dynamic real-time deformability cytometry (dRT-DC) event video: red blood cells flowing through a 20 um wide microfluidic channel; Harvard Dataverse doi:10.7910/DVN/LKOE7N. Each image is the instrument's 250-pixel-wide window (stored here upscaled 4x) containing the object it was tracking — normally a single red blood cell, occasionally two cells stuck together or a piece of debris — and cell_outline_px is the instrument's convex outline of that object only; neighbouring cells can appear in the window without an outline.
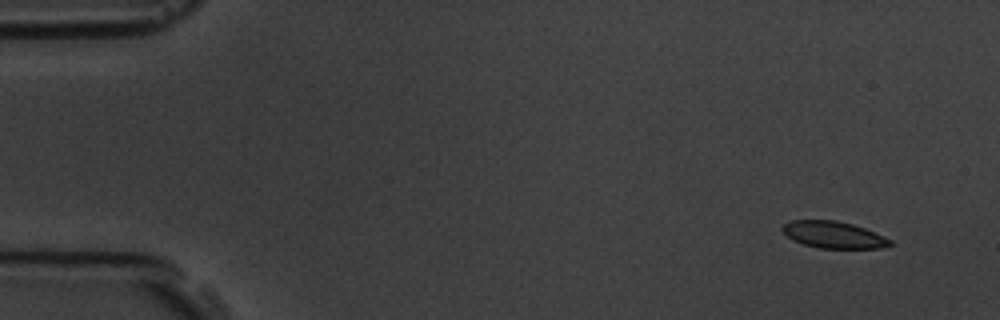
{"species": "common noctule bat (a hibernating species)", "species_latin": "Nyctalus noctula", "temperature_condition": "room temperature", "stored_images_in_passage": 6, "camera_frame_rate_fps": 3000, "um_per_image_px": 0.085, "animal": {"sex": "male", "body_mass_g": 19.5, "forearm_length_mm": 54.6}, "frame": {"image": 1, "passage_image": 1, "time_ms": 0.0, "image_size_px": [1000, 320], "cell_outline_px": [[892, 244], [880, 248], [820, 248], [804, 244], [792, 240], [780, 228], [784, 224], [792, 220], [836, 220], [852, 224], [864, 228], [884, 236], [892, 240]], "centroid_in_image_um": [70.85, 19.95], "position_along_channel_um": 14.2, "area_um2": 16.7}}
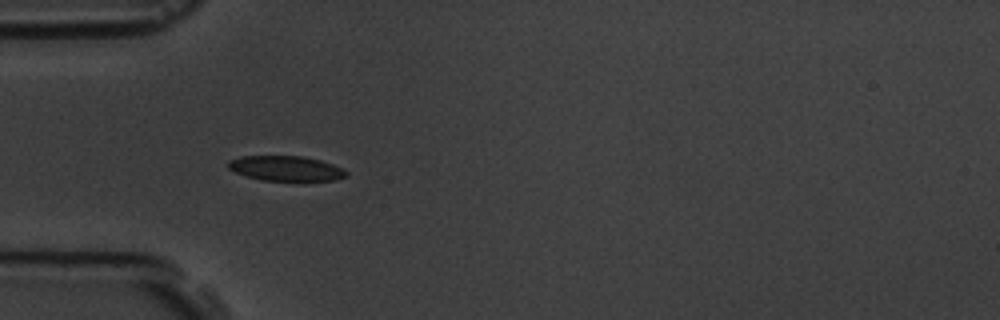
{"frame": {"image": 2, "passage_image": 5, "time_ms": 4.333, "image_size_px": [1000, 320], "cell_outline_px": [[348, 176], [332, 180], [304, 184], [300, 184], [260, 180], [244, 176], [228, 168], [228, 160], [240, 156], [304, 156], [320, 160], [332, 164], [348, 172]], "centroid_in_image_um": [24.32, 14.37], "position_along_channel_um": 60.7, "area_um2": 18.21}}
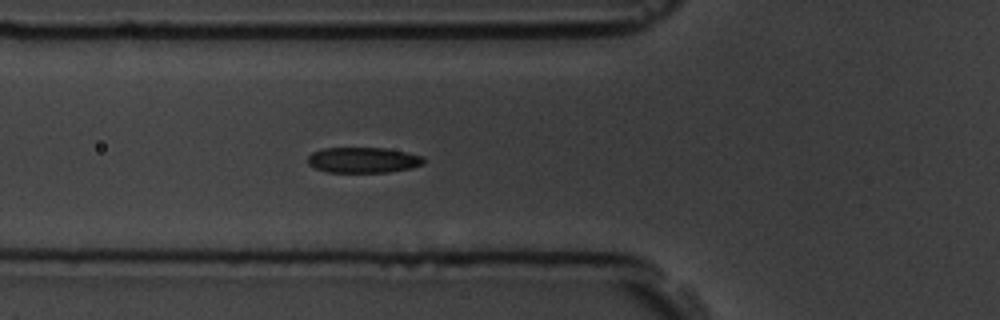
{"frame": {"image": 3, "passage_image": 6, "time_ms": 5.333, "image_size_px": [1000, 320], "cell_outline_px": [[424, 164], [412, 168], [388, 172], [328, 172], [316, 168], [308, 164], [308, 156], [312, 152], [324, 148], [384, 148], [408, 152], [424, 156]], "centroid_in_image_um": [30.9, 13.6], "position_along_channel_um": 94.9, "area_um2": 17.34}}